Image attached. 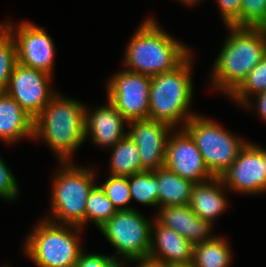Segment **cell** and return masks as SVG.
<instances>
[{"label":"cell","mask_w":266,"mask_h":267,"mask_svg":"<svg viewBox=\"0 0 266 267\" xmlns=\"http://www.w3.org/2000/svg\"><path fill=\"white\" fill-rule=\"evenodd\" d=\"M86 106L78 99L56 93L33 119V139L43 140L58 161H72L85 143Z\"/></svg>","instance_id":"1"},{"label":"cell","mask_w":266,"mask_h":267,"mask_svg":"<svg viewBox=\"0 0 266 267\" xmlns=\"http://www.w3.org/2000/svg\"><path fill=\"white\" fill-rule=\"evenodd\" d=\"M230 35L213 64L211 86L229 96L266 55V31L226 26Z\"/></svg>","instance_id":"2"},{"label":"cell","mask_w":266,"mask_h":267,"mask_svg":"<svg viewBox=\"0 0 266 267\" xmlns=\"http://www.w3.org/2000/svg\"><path fill=\"white\" fill-rule=\"evenodd\" d=\"M124 50L126 70L150 77L173 70L191 53L152 17L140 23Z\"/></svg>","instance_id":"3"},{"label":"cell","mask_w":266,"mask_h":267,"mask_svg":"<svg viewBox=\"0 0 266 267\" xmlns=\"http://www.w3.org/2000/svg\"><path fill=\"white\" fill-rule=\"evenodd\" d=\"M192 68L191 52L173 70L151 77L149 120L164 122L174 129L180 124L178 129H183L197 114L190 109L194 94Z\"/></svg>","instance_id":"4"},{"label":"cell","mask_w":266,"mask_h":267,"mask_svg":"<svg viewBox=\"0 0 266 267\" xmlns=\"http://www.w3.org/2000/svg\"><path fill=\"white\" fill-rule=\"evenodd\" d=\"M60 163V164H59ZM53 175L50 217L45 219L60 225H85L86 201L96 185L94 168L78 166L72 161H59ZM61 166V167H60ZM52 218V219H51Z\"/></svg>","instance_id":"5"},{"label":"cell","mask_w":266,"mask_h":267,"mask_svg":"<svg viewBox=\"0 0 266 267\" xmlns=\"http://www.w3.org/2000/svg\"><path fill=\"white\" fill-rule=\"evenodd\" d=\"M81 227L60 225L44 218L25 236L23 251L36 267H73L84 251Z\"/></svg>","instance_id":"6"},{"label":"cell","mask_w":266,"mask_h":267,"mask_svg":"<svg viewBox=\"0 0 266 267\" xmlns=\"http://www.w3.org/2000/svg\"><path fill=\"white\" fill-rule=\"evenodd\" d=\"M221 126L217 121L197 113L183 127L195 141L205 165L214 177H221L248 142Z\"/></svg>","instance_id":"7"},{"label":"cell","mask_w":266,"mask_h":267,"mask_svg":"<svg viewBox=\"0 0 266 267\" xmlns=\"http://www.w3.org/2000/svg\"><path fill=\"white\" fill-rule=\"evenodd\" d=\"M138 209L117 211L98 230L115 248L112 255L122 264L132 259L148 258L151 247L152 221Z\"/></svg>","instance_id":"8"},{"label":"cell","mask_w":266,"mask_h":267,"mask_svg":"<svg viewBox=\"0 0 266 267\" xmlns=\"http://www.w3.org/2000/svg\"><path fill=\"white\" fill-rule=\"evenodd\" d=\"M106 83L107 100L128 122L149 119L150 76L125 68Z\"/></svg>","instance_id":"9"},{"label":"cell","mask_w":266,"mask_h":267,"mask_svg":"<svg viewBox=\"0 0 266 267\" xmlns=\"http://www.w3.org/2000/svg\"><path fill=\"white\" fill-rule=\"evenodd\" d=\"M221 179L229 192L245 195L265 193L266 148L248 141L234 163L221 175Z\"/></svg>","instance_id":"10"},{"label":"cell","mask_w":266,"mask_h":267,"mask_svg":"<svg viewBox=\"0 0 266 267\" xmlns=\"http://www.w3.org/2000/svg\"><path fill=\"white\" fill-rule=\"evenodd\" d=\"M2 24L15 40L17 62L53 76L55 44L46 30L29 21H23L18 25L11 21Z\"/></svg>","instance_id":"11"},{"label":"cell","mask_w":266,"mask_h":267,"mask_svg":"<svg viewBox=\"0 0 266 267\" xmlns=\"http://www.w3.org/2000/svg\"><path fill=\"white\" fill-rule=\"evenodd\" d=\"M51 80V75L17 62L5 92L34 119L57 93L50 87Z\"/></svg>","instance_id":"12"},{"label":"cell","mask_w":266,"mask_h":267,"mask_svg":"<svg viewBox=\"0 0 266 267\" xmlns=\"http://www.w3.org/2000/svg\"><path fill=\"white\" fill-rule=\"evenodd\" d=\"M165 167L195 184L214 176L204 163L195 141L184 129H174L169 135Z\"/></svg>","instance_id":"13"},{"label":"cell","mask_w":266,"mask_h":267,"mask_svg":"<svg viewBox=\"0 0 266 267\" xmlns=\"http://www.w3.org/2000/svg\"><path fill=\"white\" fill-rule=\"evenodd\" d=\"M127 134L136 143L142 167L154 171L165 166L169 135L174 130L160 121L133 120L127 124Z\"/></svg>","instance_id":"14"},{"label":"cell","mask_w":266,"mask_h":267,"mask_svg":"<svg viewBox=\"0 0 266 267\" xmlns=\"http://www.w3.org/2000/svg\"><path fill=\"white\" fill-rule=\"evenodd\" d=\"M127 124L128 121L108 100L106 105L99 106L92 111L86 107V139L90 138L92 144L99 148L112 149L127 134L125 131Z\"/></svg>","instance_id":"15"},{"label":"cell","mask_w":266,"mask_h":267,"mask_svg":"<svg viewBox=\"0 0 266 267\" xmlns=\"http://www.w3.org/2000/svg\"><path fill=\"white\" fill-rule=\"evenodd\" d=\"M155 219L163 226L173 229L193 246L211 240L212 225L198 217L189 205L161 206L157 209Z\"/></svg>","instance_id":"16"},{"label":"cell","mask_w":266,"mask_h":267,"mask_svg":"<svg viewBox=\"0 0 266 267\" xmlns=\"http://www.w3.org/2000/svg\"><path fill=\"white\" fill-rule=\"evenodd\" d=\"M149 258L172 266L193 260V245L173 229L166 228L153 218Z\"/></svg>","instance_id":"17"},{"label":"cell","mask_w":266,"mask_h":267,"mask_svg":"<svg viewBox=\"0 0 266 267\" xmlns=\"http://www.w3.org/2000/svg\"><path fill=\"white\" fill-rule=\"evenodd\" d=\"M225 188L221 177L197 183L193 187L188 205L198 217L213 225L214 220L229 208L228 198L223 193L226 192Z\"/></svg>","instance_id":"18"},{"label":"cell","mask_w":266,"mask_h":267,"mask_svg":"<svg viewBox=\"0 0 266 267\" xmlns=\"http://www.w3.org/2000/svg\"><path fill=\"white\" fill-rule=\"evenodd\" d=\"M33 118L6 92H0V140L14 144L33 140Z\"/></svg>","instance_id":"19"},{"label":"cell","mask_w":266,"mask_h":267,"mask_svg":"<svg viewBox=\"0 0 266 267\" xmlns=\"http://www.w3.org/2000/svg\"><path fill=\"white\" fill-rule=\"evenodd\" d=\"M158 208L161 206L188 205L194 182L180 177L165 166L158 169Z\"/></svg>","instance_id":"20"},{"label":"cell","mask_w":266,"mask_h":267,"mask_svg":"<svg viewBox=\"0 0 266 267\" xmlns=\"http://www.w3.org/2000/svg\"><path fill=\"white\" fill-rule=\"evenodd\" d=\"M110 150L109 175L129 177L146 171L141 164L139 149L128 134Z\"/></svg>","instance_id":"21"},{"label":"cell","mask_w":266,"mask_h":267,"mask_svg":"<svg viewBox=\"0 0 266 267\" xmlns=\"http://www.w3.org/2000/svg\"><path fill=\"white\" fill-rule=\"evenodd\" d=\"M227 240L215 235L211 240L194 245L192 263L196 267H229L233 252Z\"/></svg>","instance_id":"22"},{"label":"cell","mask_w":266,"mask_h":267,"mask_svg":"<svg viewBox=\"0 0 266 267\" xmlns=\"http://www.w3.org/2000/svg\"><path fill=\"white\" fill-rule=\"evenodd\" d=\"M266 91V55L247 75L243 82L229 95L240 107L253 110L252 97Z\"/></svg>","instance_id":"23"},{"label":"cell","mask_w":266,"mask_h":267,"mask_svg":"<svg viewBox=\"0 0 266 267\" xmlns=\"http://www.w3.org/2000/svg\"><path fill=\"white\" fill-rule=\"evenodd\" d=\"M131 200H136L142 205L158 208V169L143 171L128 177Z\"/></svg>","instance_id":"24"},{"label":"cell","mask_w":266,"mask_h":267,"mask_svg":"<svg viewBox=\"0 0 266 267\" xmlns=\"http://www.w3.org/2000/svg\"><path fill=\"white\" fill-rule=\"evenodd\" d=\"M117 212L105 191L96 184L90 191L85 210V224L91 222L99 229Z\"/></svg>","instance_id":"25"},{"label":"cell","mask_w":266,"mask_h":267,"mask_svg":"<svg viewBox=\"0 0 266 267\" xmlns=\"http://www.w3.org/2000/svg\"><path fill=\"white\" fill-rule=\"evenodd\" d=\"M17 64V48L9 30L0 23V92H5Z\"/></svg>","instance_id":"26"},{"label":"cell","mask_w":266,"mask_h":267,"mask_svg":"<svg viewBox=\"0 0 266 267\" xmlns=\"http://www.w3.org/2000/svg\"><path fill=\"white\" fill-rule=\"evenodd\" d=\"M105 191L107 198L117 211L132 210L128 204L131 202L128 177L109 175L104 183L99 184Z\"/></svg>","instance_id":"27"},{"label":"cell","mask_w":266,"mask_h":267,"mask_svg":"<svg viewBox=\"0 0 266 267\" xmlns=\"http://www.w3.org/2000/svg\"><path fill=\"white\" fill-rule=\"evenodd\" d=\"M266 19V0H243L241 16L231 25L258 28Z\"/></svg>","instance_id":"28"},{"label":"cell","mask_w":266,"mask_h":267,"mask_svg":"<svg viewBox=\"0 0 266 267\" xmlns=\"http://www.w3.org/2000/svg\"><path fill=\"white\" fill-rule=\"evenodd\" d=\"M17 179L6 162L0 157V197L5 201H15L19 196Z\"/></svg>","instance_id":"29"},{"label":"cell","mask_w":266,"mask_h":267,"mask_svg":"<svg viewBox=\"0 0 266 267\" xmlns=\"http://www.w3.org/2000/svg\"><path fill=\"white\" fill-rule=\"evenodd\" d=\"M73 267H124V265L112 255L85 253L84 250Z\"/></svg>","instance_id":"30"},{"label":"cell","mask_w":266,"mask_h":267,"mask_svg":"<svg viewBox=\"0 0 266 267\" xmlns=\"http://www.w3.org/2000/svg\"><path fill=\"white\" fill-rule=\"evenodd\" d=\"M225 26H231L240 16L243 0H215Z\"/></svg>","instance_id":"31"},{"label":"cell","mask_w":266,"mask_h":267,"mask_svg":"<svg viewBox=\"0 0 266 267\" xmlns=\"http://www.w3.org/2000/svg\"><path fill=\"white\" fill-rule=\"evenodd\" d=\"M256 98V104L253 105L256 108L257 114L259 117L263 120L266 121V91L258 93L254 95Z\"/></svg>","instance_id":"32"},{"label":"cell","mask_w":266,"mask_h":267,"mask_svg":"<svg viewBox=\"0 0 266 267\" xmlns=\"http://www.w3.org/2000/svg\"><path fill=\"white\" fill-rule=\"evenodd\" d=\"M130 261L136 264L135 267H170L169 265H166L165 263L151 259L149 257L132 259Z\"/></svg>","instance_id":"33"},{"label":"cell","mask_w":266,"mask_h":267,"mask_svg":"<svg viewBox=\"0 0 266 267\" xmlns=\"http://www.w3.org/2000/svg\"><path fill=\"white\" fill-rule=\"evenodd\" d=\"M178 1L188 6L197 5L198 3L202 2V0H178Z\"/></svg>","instance_id":"34"},{"label":"cell","mask_w":266,"mask_h":267,"mask_svg":"<svg viewBox=\"0 0 266 267\" xmlns=\"http://www.w3.org/2000/svg\"><path fill=\"white\" fill-rule=\"evenodd\" d=\"M170 267H196L193 263H188V264H174Z\"/></svg>","instance_id":"35"},{"label":"cell","mask_w":266,"mask_h":267,"mask_svg":"<svg viewBox=\"0 0 266 267\" xmlns=\"http://www.w3.org/2000/svg\"><path fill=\"white\" fill-rule=\"evenodd\" d=\"M258 28H261L264 31H266V19H265V21Z\"/></svg>","instance_id":"36"}]
</instances>
